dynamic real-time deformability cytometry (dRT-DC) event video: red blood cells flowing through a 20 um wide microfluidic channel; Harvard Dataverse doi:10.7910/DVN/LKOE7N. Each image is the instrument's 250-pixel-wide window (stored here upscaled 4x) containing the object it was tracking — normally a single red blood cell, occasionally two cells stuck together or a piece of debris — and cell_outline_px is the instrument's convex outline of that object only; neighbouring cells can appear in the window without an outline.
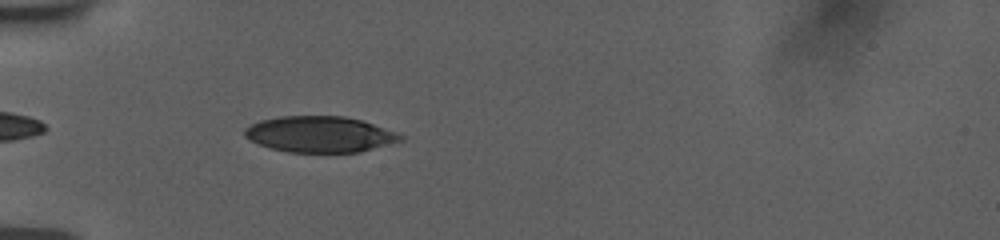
{"species": "human", "species_latin": "Homo sapiens", "temperature_condition": "room temperature", "stored_images_in_passage": 55, "camera_frame_rate_fps": 3000, "um_per_image_px": 0.085, "donor": {"sex": "female"}, "frame": {"image": 1, "passage_image": 4, "time_ms": 0.667, "image_size_px": [1000, 240], "cell_outline_px": [[404, 140], [360, 152], [288, 152], [268, 148], [244, 136], [244, 128], [260, 120], [280, 116], [344, 116], [360, 120], [372, 124], [404, 136]], "centroid_in_image_um": [27.15, 11.42], "position_along_channel_um": 57.8, "area_um2": 32.48}}
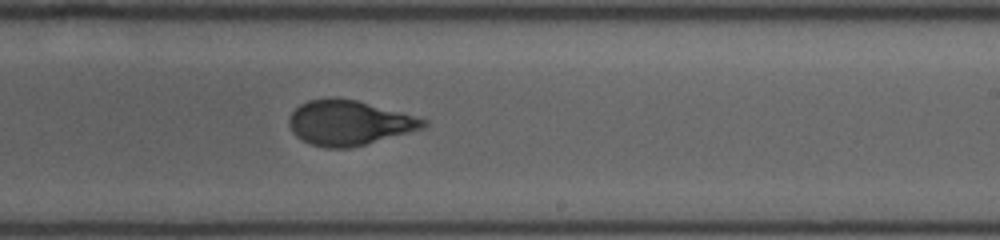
{"frame": {"image": 2, "passage_image": 28, "time_ms": 6.333, "image_size_px": [1000, 240], "cell_outline_px": [[428, 124], [424, 128], [364, 144], [348, 148], [324, 148], [308, 144], [296, 136], [292, 132], [288, 124], [288, 120], [292, 112], [300, 104], [308, 100], [336, 96], [356, 100], [428, 120]], "centroid_in_image_um": [29.61, 10.43], "position_along_channel_um": 259.4, "area_um2": 35.03}}
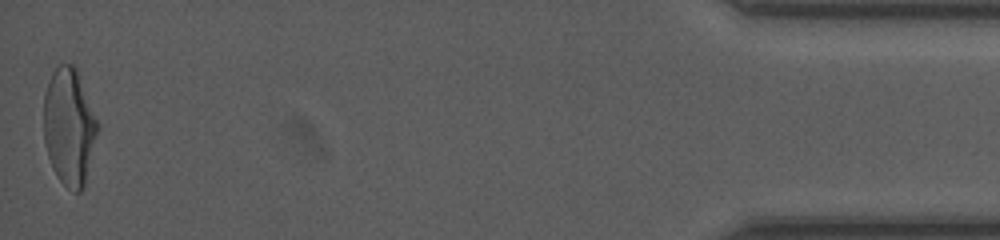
{"frame": {"image": 3, "passage_image": 55, "time_ms": 13.0, "image_size_px": [1000, 240], "cell_outline_px": [[100, 128], [84, 184], [80, 192], [76, 192], [68, 188], [56, 176], [52, 168], [48, 156], [44, 140], [44, 92], [52, 72], [60, 64], [72, 64], [76, 68], [100, 124]], "centroid_in_image_um": [5.89, 10.76], "position_along_channel_um": 429.3, "area_um2": 36.93}, "authors_computed_cell_mechanics": {"area_um2": 34.969, "velocity_mm_per_s": 3.7663, "shape_relaxation_time_tau1_ms": 6.2103, "shape_relaxation_time_tau2_ms": null, "deformation_change_tau1": 0.2319, "deformation_change_tau2": null}}